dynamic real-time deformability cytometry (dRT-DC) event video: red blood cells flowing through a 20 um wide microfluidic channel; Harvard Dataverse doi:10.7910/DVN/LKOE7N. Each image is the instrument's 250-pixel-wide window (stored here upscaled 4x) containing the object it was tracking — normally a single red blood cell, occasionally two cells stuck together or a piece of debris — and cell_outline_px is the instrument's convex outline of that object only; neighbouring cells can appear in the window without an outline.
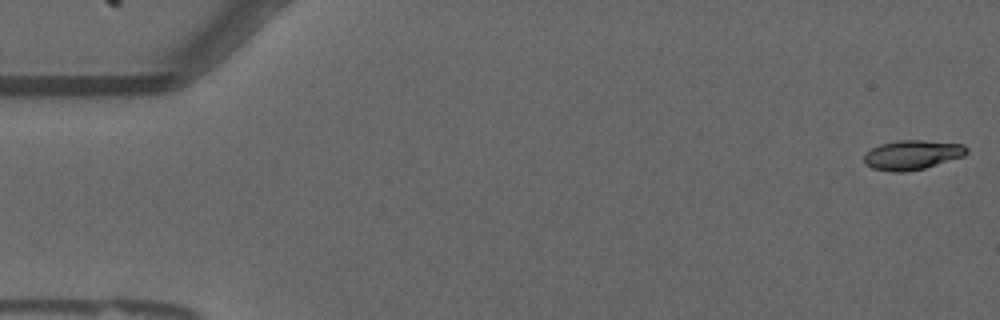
{"species": "common noctule bat (a hibernating species)", "species_latin": "Nyctalus noctula", "temperature_condition": "warm", "stored_images_in_passage": 43, "camera_frame_rate_fps": 3000, "um_per_image_px": 0.085, "animal": {"sex": "male", "forearm_length_mm": 52.5}, "frame": {"image": 1, "passage_image": 1, "time_ms": 0.0, "image_size_px": [1000, 320], "cell_outline_px": [[968, 152], [964, 156], [924, 168], [900, 172], [892, 172], [872, 168], [864, 164], [864, 152], [880, 144], [900, 140], [924, 140], [964, 144], [968, 148]], "centroid_in_image_um": [77.53, 13.16], "position_along_channel_um": 7.5, "area_um2": 17.69}}
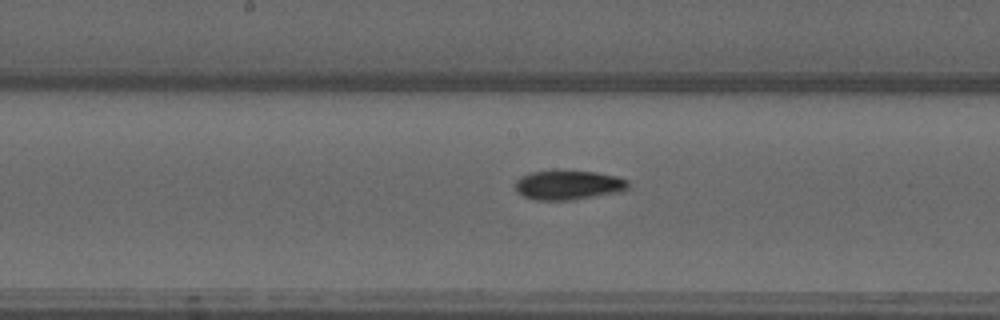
{"frame": {"image": 2, "passage_image": 28, "time_ms": 9.0, "image_size_px": [1000, 320], "cell_outline_px": [[628, 188], [620, 192], [572, 200], [536, 200], [524, 196], [516, 192], [516, 180], [520, 176], [532, 172], [596, 172], [616, 176], [628, 180]], "centroid_in_image_um": [48.32, 15.75], "position_along_channel_um": 199.9, "area_um2": 19.02}}
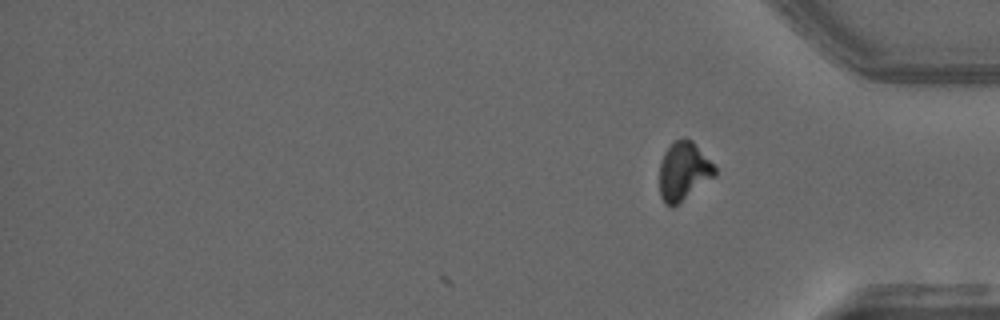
{"frame": {"image": 3, "passage_image": 43, "time_ms": 14.0, "image_size_px": [1000, 320], "cell_outline_px": [[716, 176], [672, 208], [664, 204], [660, 196], [660, 160], [664, 152], [676, 140], [684, 136], [692, 140], [716, 168]], "centroid_in_image_um": [58.09, 14.56], "position_along_channel_um": 377.1, "area_um2": 18.9}, "authors_computed_cell_mechanics": {"area_um2": 19.0162, "velocity_mm_per_s": 3.6884, "shape_relaxation_time_tau1_ms": 9.6909, "shape_relaxation_time_tau2_ms": 2.474, "deformation_change_tau1": 0.2672, "deformation_change_tau2": 0.068}}